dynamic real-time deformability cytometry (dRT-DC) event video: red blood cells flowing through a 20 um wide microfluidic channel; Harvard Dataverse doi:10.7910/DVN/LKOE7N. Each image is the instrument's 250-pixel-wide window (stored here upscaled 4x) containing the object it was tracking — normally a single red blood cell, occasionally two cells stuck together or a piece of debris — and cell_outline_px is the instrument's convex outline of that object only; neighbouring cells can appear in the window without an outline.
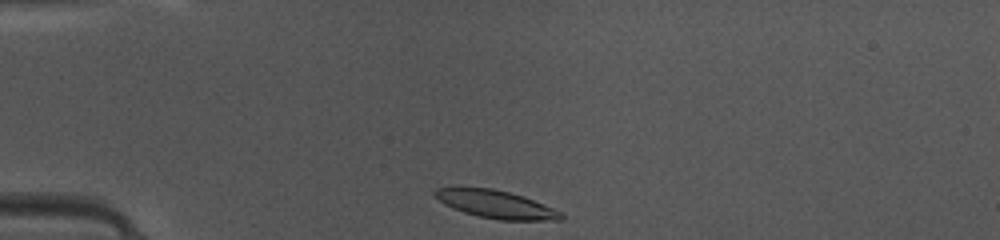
{"species": "common noctule bat (a hibernating species)", "species_latin": "Nyctalus noctula", "temperature_condition": "warm", "stored_images_in_passage": 37, "camera_frame_rate_fps": 3000, "um_per_image_px": 0.085, "animal": {"sex": "female", "body_mass_g": 10.0, "forearm_length_mm": 53.1}, "frame": {"image": 1, "passage_image": 1, "time_ms": 0.0, "image_size_px": [1000, 240], "cell_outline_px": [[564, 216], [560, 220], [500, 220], [476, 216], [452, 208], [444, 204], [432, 192], [436, 188], [492, 188], [524, 196], [552, 208], [560, 212]], "centroid_in_image_um": [42.14, 17.37], "position_along_channel_um": 42.9, "area_um2": 20.17}}
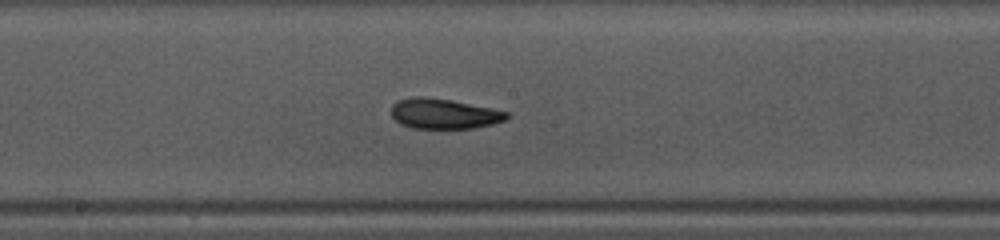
{"frame": {"image": 2, "passage_image": 15, "time_ms": 4.667, "image_size_px": [1000, 240], "cell_outline_px": [[508, 116], [504, 120], [492, 124], [472, 128], [412, 128], [400, 124], [392, 116], [392, 104], [396, 100], [412, 96], [428, 96], [452, 100], [492, 108], [508, 112]], "centroid_in_image_um": [37.69, 9.65], "position_along_channel_um": 210.5, "area_um2": 20.4}}
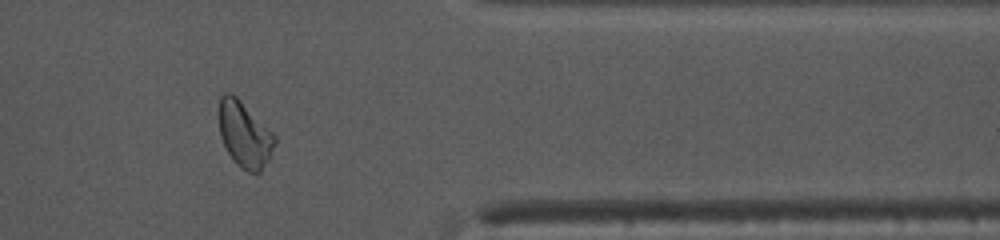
{"frame": {"image": 3, "passage_image": 29, "time_ms": 9.333, "image_size_px": [1000, 240], "cell_outline_px": [[276, 140], [268, 160], [260, 172], [248, 172], [240, 168], [232, 160], [220, 136], [220, 96], [224, 92], [232, 92], [276, 136]], "centroid_in_image_um": [20.78, 11.44], "position_along_channel_um": 390.6, "area_um2": 21.04}, "authors_computed_cell_mechanics": {"area_um2": 20.5768, "velocity_mm_per_s": 4.1423, "shape_relaxation_time_tau1_ms": 4.4483, "shape_relaxation_time_tau2_ms": 2.032, "deformation_change_tau1": 0.1637, "deformation_change_tau2": 0.0876}}